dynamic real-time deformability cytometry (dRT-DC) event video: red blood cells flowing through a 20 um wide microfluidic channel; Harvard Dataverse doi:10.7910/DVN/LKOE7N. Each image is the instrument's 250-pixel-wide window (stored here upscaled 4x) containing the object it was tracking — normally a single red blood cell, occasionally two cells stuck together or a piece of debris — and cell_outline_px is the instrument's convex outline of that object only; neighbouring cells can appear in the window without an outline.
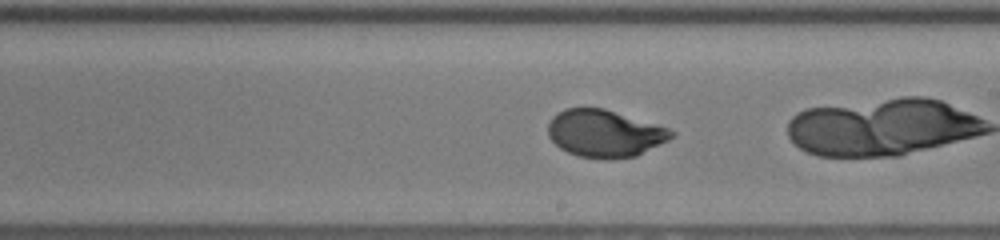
{"species": "human", "species_latin": "Homo sapiens", "temperature_condition": "room temperature", "stored_images_in_passage": 38, "camera_frame_rate_fps": 3000, "um_per_image_px": 0.085, "donor": {"sex": "female"}, "frame": {"image": 1, "passage_image": 27, "time_ms": 8.667, "image_size_px": [1000, 240], "cell_outline_px": [[676, 132], [668, 140], [636, 156], [580, 156], [568, 152], [560, 148], [548, 136], [548, 124], [552, 116], [564, 108], [604, 108], [668, 128]], "centroid_in_image_um": [51.37, 11.29], "position_along_channel_um": 237.6, "area_um2": 33.06}}